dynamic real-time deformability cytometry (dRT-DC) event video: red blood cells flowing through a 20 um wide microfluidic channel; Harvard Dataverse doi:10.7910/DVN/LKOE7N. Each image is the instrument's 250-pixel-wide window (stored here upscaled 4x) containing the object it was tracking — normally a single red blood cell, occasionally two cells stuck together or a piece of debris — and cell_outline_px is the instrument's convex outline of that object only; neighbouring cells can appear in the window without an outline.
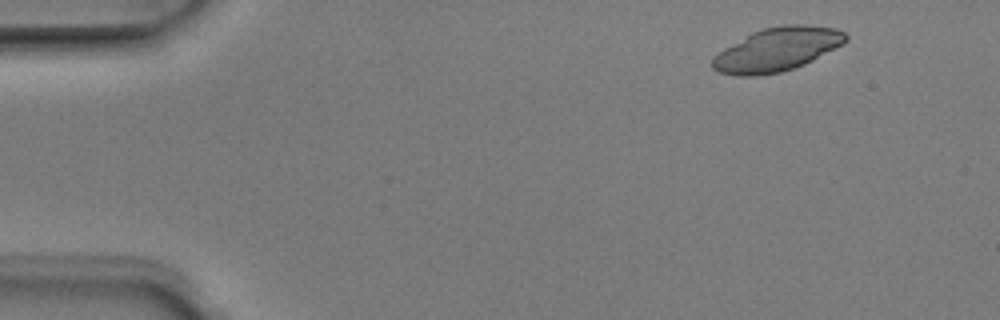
{"species": "Egyptian fruit bat (a non-hibernating species)", "species_latin": "Rousettus aegyptiacus", "temperature_condition": "room temperature", "stored_images_in_passage": 3, "camera_frame_rate_fps": 3000, "um_per_image_px": 0.085, "animal": {"sex": "male"}, "frame": {"image": 1, "passage_image": 1, "time_ms": 0.0, "image_size_px": [1000, 320], "cell_outline_px": [[848, 40], [844, 44], [804, 64], [780, 72], [756, 76], [736, 76], [720, 72], [712, 68], [712, 60], [724, 48], [752, 32], [764, 28], [784, 24], [804, 24], [836, 28], [844, 32], [848, 36]], "centroid_in_image_um": [66.08, 4.19], "position_along_channel_um": 18.9, "area_um2": 33.7}}